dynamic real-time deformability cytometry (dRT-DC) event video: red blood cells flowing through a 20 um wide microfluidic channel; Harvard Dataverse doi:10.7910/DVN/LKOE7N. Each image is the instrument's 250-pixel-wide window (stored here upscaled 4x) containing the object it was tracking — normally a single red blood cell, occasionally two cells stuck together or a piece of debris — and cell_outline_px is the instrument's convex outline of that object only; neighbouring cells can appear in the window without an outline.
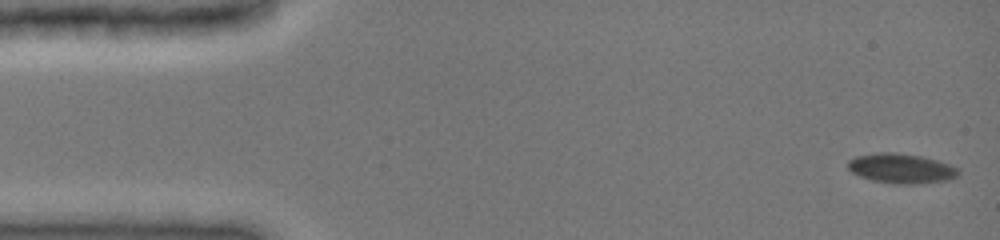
{"species": "common noctule bat (a hibernating species)", "species_latin": "Nyctalus noctula", "temperature_condition": "cold", "stored_images_in_passage": 48, "camera_frame_rate_fps": 3000, "um_per_image_px": 0.085, "animal": {"sex": "female", "body_mass_g": 19.0, "forearm_length_mm": 51.5}, "frame": {"image": 1, "passage_image": 1, "time_ms": 0.0, "image_size_px": [1000, 240], "cell_outline_px": [[960, 172], [956, 176], [948, 180], [916, 184], [896, 184], [872, 180], [860, 176], [852, 172], [848, 168], [848, 160], [856, 156], [880, 152], [892, 152], [920, 156], [936, 160], [960, 168]], "centroid_in_image_um": [76.61, 14.32], "position_along_channel_um": 8.4, "area_um2": 19.07}}
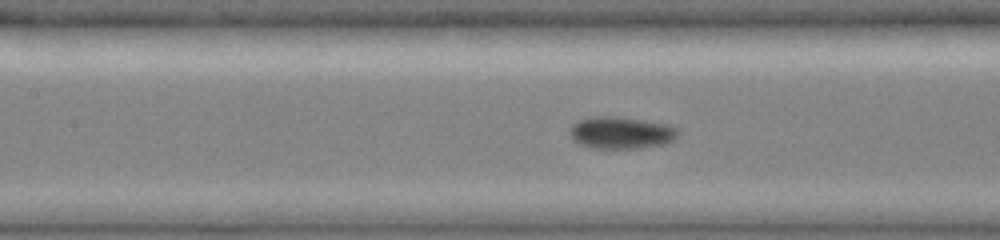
{"frame": {"image": 2, "passage_image": 21, "time_ms": 6.667, "image_size_px": [1000, 240], "cell_outline_px": [[680, 132], [672, 140], [664, 144], [640, 148], [596, 148], [576, 144], [572, 140], [572, 124], [580, 120], [592, 116], [620, 116], [668, 124], [676, 128]], "centroid_in_image_um": [52.8, 11.27], "position_along_channel_um": 154.6, "area_um2": 20.23}}
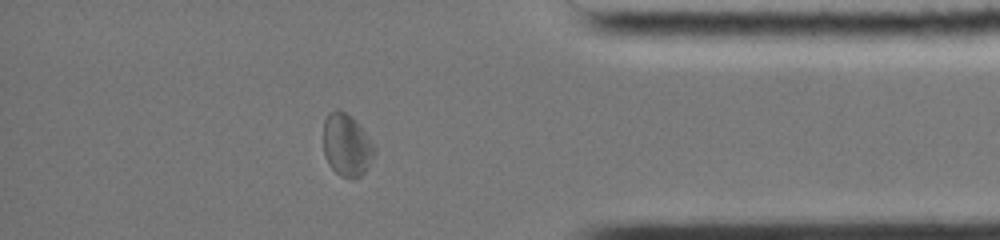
{"frame": {"image": 3, "passage_image": 41, "time_ms": 13.333, "image_size_px": [1000, 240], "cell_outline_px": [[376, 152], [364, 172], [360, 176], [340, 176], [328, 164], [324, 156], [324, 120], [328, 112], [344, 112], [356, 120], [376, 148]], "centroid_in_image_um": [29.46, 12.33], "position_along_channel_um": 405.7, "area_um2": 18.15}, "authors_computed_cell_mechanics": {"area_um2": 18.9295, "velocity_mm_per_s": 3.962, "shape_relaxation_time_tau1_ms": null, "shape_relaxation_time_tau2_ms": 2.4241, "deformation_change_tau1": null, "deformation_change_tau2": 0.0437}}